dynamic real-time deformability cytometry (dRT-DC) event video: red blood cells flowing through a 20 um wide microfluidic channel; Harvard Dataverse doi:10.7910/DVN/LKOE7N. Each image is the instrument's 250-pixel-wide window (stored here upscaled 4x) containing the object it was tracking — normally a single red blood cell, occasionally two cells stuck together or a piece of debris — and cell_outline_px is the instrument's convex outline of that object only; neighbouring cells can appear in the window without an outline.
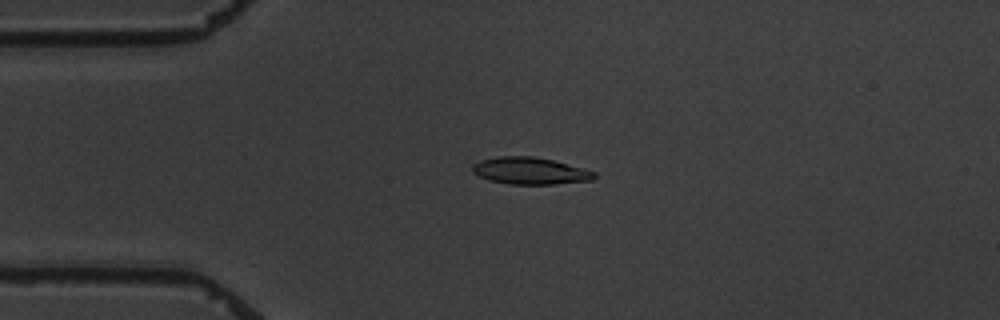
{"species": "common noctule bat (a hibernating species)", "species_latin": "Nyctalus noctula", "temperature_condition": "warm", "stored_images_in_passage": 4, "camera_frame_rate_fps": 3000, "um_per_image_px": 0.085, "animal": {"sex": "male", "body_mass_g": 19.5, "forearm_length_mm": 54.6}, "frame": {"image": 1, "passage_image": 4, "time_ms": 3.667, "image_size_px": [1000, 320], "cell_outline_px": [[596, 176], [592, 180], [552, 184], [508, 184], [488, 180], [472, 172], [472, 164], [480, 160], [500, 156], [532, 156], [552, 160], [584, 168], [596, 172]], "centroid_in_image_um": [45.04, 14.52], "position_along_channel_um": 40.0, "area_um2": 19.13}}